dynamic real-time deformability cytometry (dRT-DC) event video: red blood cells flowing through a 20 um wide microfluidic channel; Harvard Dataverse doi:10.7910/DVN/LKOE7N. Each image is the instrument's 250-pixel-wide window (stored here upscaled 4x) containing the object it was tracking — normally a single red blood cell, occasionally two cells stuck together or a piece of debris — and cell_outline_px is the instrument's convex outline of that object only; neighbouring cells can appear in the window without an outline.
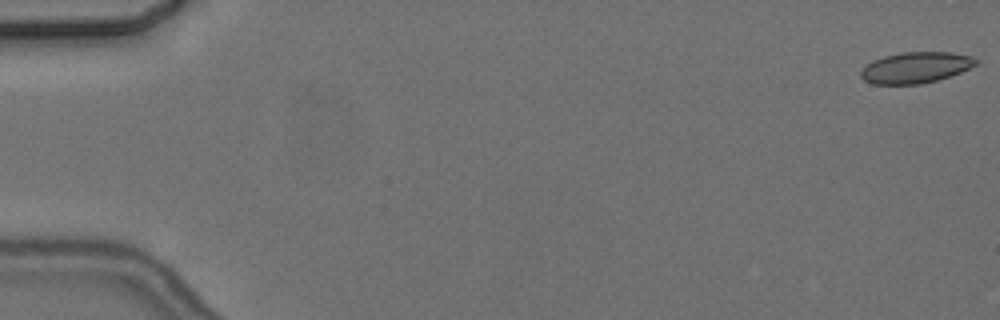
{"species": "common noctule bat (a hibernating species)", "species_latin": "Nyctalus noctula", "temperature_condition": "cold", "stored_images_in_passage": 5, "camera_frame_rate_fps": 3000, "um_per_image_px": 0.085, "animal": {"sex": "female", "body_mass_g": 24.6, "forearm_length_mm": 56.2}, "frame": {"image": 1, "passage_image": 1, "time_ms": 0.0, "image_size_px": [1000, 320], "cell_outline_px": [[980, 60], [976, 64], [960, 72], [936, 80], [920, 84], [872, 84], [864, 80], [860, 76], [860, 72], [872, 60], [884, 56], [900, 52], [952, 52], [972, 56]], "centroid_in_image_um": [77.82, 5.73], "position_along_channel_um": 7.2, "area_um2": 20.75}}
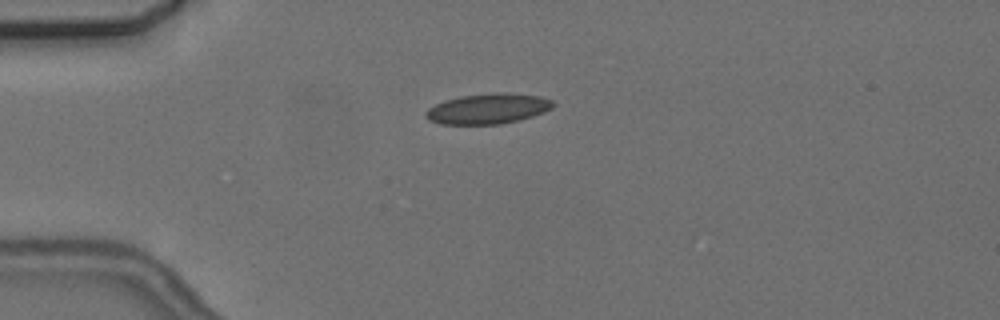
{"frame": {"image": 2, "passage_image": 4, "time_ms": 4.667, "image_size_px": [1000, 320], "cell_outline_px": [[556, 104], [552, 108], [544, 112], [520, 120], [500, 124], [440, 124], [428, 120], [424, 116], [424, 112], [428, 108], [444, 100], [460, 96], [496, 92], [504, 92], [540, 96], [552, 100]], "centroid_in_image_um": [41.47, 9.24], "position_along_channel_um": 43.5, "area_um2": 22.72}}